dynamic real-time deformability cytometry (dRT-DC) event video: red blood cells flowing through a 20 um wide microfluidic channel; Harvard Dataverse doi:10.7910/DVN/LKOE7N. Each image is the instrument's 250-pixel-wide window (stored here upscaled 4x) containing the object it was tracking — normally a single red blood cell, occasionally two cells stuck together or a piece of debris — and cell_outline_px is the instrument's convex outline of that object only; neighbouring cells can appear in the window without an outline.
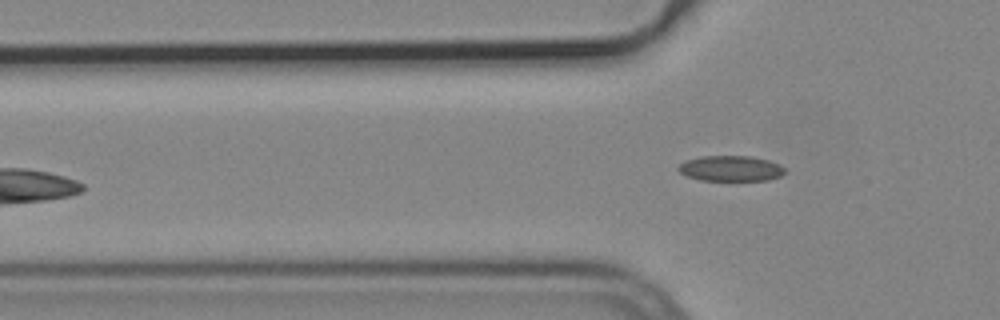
{"species": "common noctule bat (a hibernating species)", "species_latin": "Nyctalus noctula", "temperature_condition": "cold", "stored_images_in_passage": 4, "camera_frame_rate_fps": 3000, "um_per_image_px": 0.085, "animal": {"sex": "male", "body_mass_g": 19.2, "forearm_length_mm": 51.8}, "frame": {"image": 1, "passage_image": 4, "time_ms": 1.0, "image_size_px": [1000, 320], "cell_outline_px": [[784, 172], [780, 176], [768, 180], [700, 180], [688, 176], [680, 172], [676, 168], [684, 160], [700, 156], [752, 156], [768, 160], [780, 164], [784, 168]], "centroid_in_image_um": [62.09, 14.31], "position_along_channel_um": 63.7, "area_um2": 15.84}}